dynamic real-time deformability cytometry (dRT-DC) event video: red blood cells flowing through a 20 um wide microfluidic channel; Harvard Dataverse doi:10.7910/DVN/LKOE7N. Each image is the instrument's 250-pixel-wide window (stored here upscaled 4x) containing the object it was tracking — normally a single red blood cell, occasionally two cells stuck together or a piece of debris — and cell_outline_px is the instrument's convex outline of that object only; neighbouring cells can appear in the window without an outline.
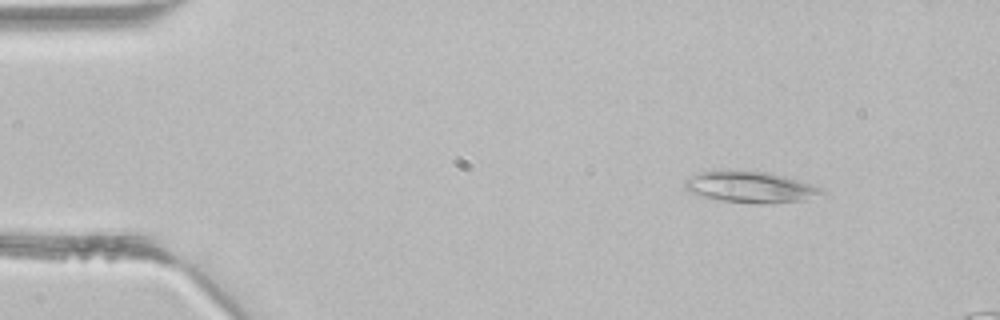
{"species": "common noctule bat (a hibernating species)", "species_latin": "Nyctalus noctula", "temperature_condition": "room temperature", "stored_images_in_passage": 3, "camera_frame_rate_fps": 3000, "um_per_image_px": 0.085, "animal": {"sex": "male", "body_mass_g": 21.5, "forearm_length_mm": 52.0}, "frame": {"image": 1, "passage_image": 1, "time_ms": 0.0, "image_size_px": [1000, 320], "cell_outline_px": [[828, 196], [804, 200], [768, 204], [756, 204], [720, 200], [704, 196], [692, 192], [684, 188], [684, 180], [688, 176], [700, 172], [768, 172], [784, 176], [820, 188], [828, 192]], "centroid_in_image_um": [63.86, 15.94], "position_along_channel_um": 21.1, "area_um2": 24.62}}